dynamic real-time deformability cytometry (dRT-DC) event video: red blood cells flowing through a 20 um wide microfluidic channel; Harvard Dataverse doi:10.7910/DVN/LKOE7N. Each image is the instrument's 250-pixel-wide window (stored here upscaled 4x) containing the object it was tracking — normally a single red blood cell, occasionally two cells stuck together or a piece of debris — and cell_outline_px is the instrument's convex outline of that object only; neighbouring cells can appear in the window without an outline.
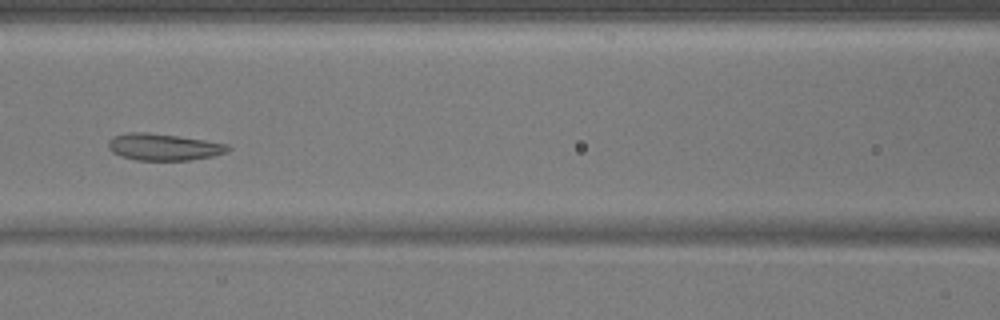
{"species": "common noctule bat (a hibernating species)", "species_latin": "Nyctalus noctula", "temperature_condition": "warm", "stored_images_in_passage": 47, "camera_frame_rate_fps": 3000, "um_per_image_px": 0.085, "animal": {"sex": "male", "body_mass_g": 17.9}, "frame": {"image": 1, "passage_image": 20, "time_ms": 6.333, "image_size_px": [1000, 320], "cell_outline_px": [[232, 148], [228, 152], [212, 156], [192, 160], [136, 160], [120, 156], [112, 152], [108, 148], [108, 140], [112, 136], [128, 132], [148, 132], [204, 140], [228, 144]], "centroid_in_image_um": [13.89, 12.49], "position_along_channel_um": 152.7, "area_um2": 18.79}}
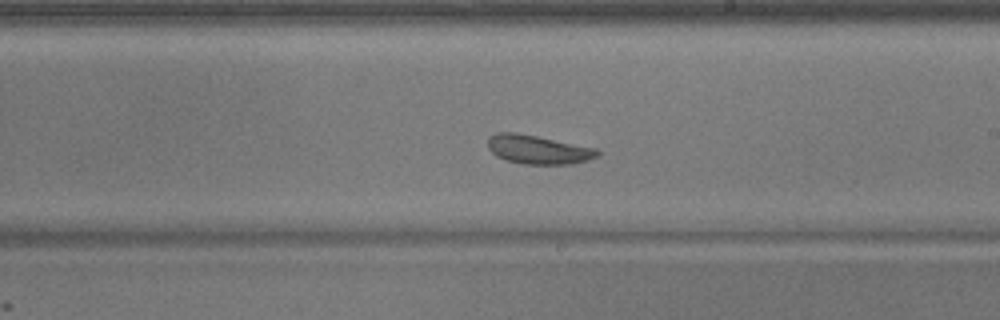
{"frame": {"image": 2, "passage_image": 27, "time_ms": 8.667, "image_size_px": [1000, 320], "cell_outline_px": [[600, 156], [588, 160], [572, 164], [524, 164], [504, 160], [496, 156], [488, 148], [488, 136], [496, 132], [516, 132], [596, 148], [600, 152]], "centroid_in_image_um": [45.72, 12.71], "position_along_channel_um": 243.3, "area_um2": 18.55}}
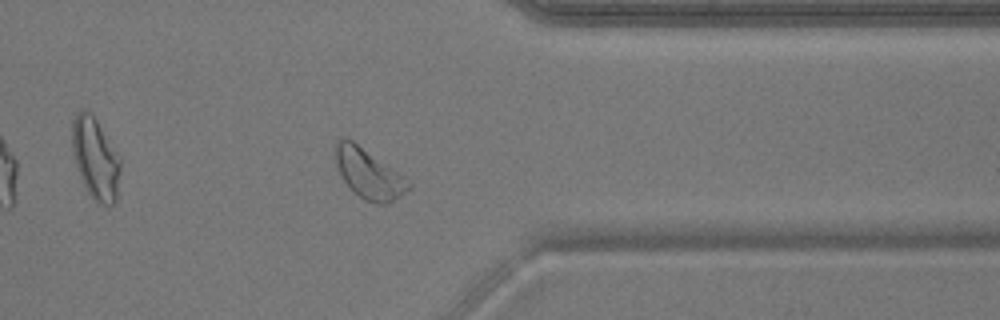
{"frame": {"image": 3, "passage_image": 38, "time_ms": 12.333, "image_size_px": [1000, 320], "cell_outline_px": [[412, 184], [404, 192], [388, 204], [380, 204], [364, 200], [352, 192], [340, 176], [332, 156], [336, 140], [340, 136], [344, 136], [352, 140], [396, 172]], "centroid_in_image_um": [31.2, 14.74], "position_along_channel_um": 380.2, "area_um2": 21.1}}